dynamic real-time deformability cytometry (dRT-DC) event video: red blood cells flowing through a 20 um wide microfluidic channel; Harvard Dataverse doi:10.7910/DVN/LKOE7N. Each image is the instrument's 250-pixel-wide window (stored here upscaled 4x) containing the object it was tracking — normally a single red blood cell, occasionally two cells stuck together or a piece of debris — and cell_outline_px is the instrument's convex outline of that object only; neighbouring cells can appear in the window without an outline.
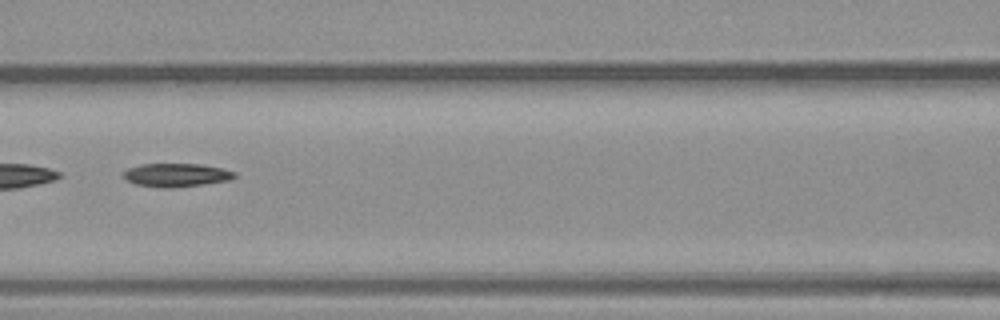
{"species": "common noctule bat (a hibernating species)", "species_latin": "Nyctalus noctula", "temperature_condition": "warm", "stored_images_in_passage": 41, "segment_of_instrument_passage": [2, 2], "camera_frame_rate_fps": 3000, "um_per_image_px": 0.085, "animal": {"sex": "male", "body_mass_g": 23.1, "forearm_length_mm": 52.7}, "frame": {"image": 1, "passage_image": 19, "time_ms": 6.0, "image_size_px": [1000, 320], "cell_outline_px": [[236, 176], [228, 180], [204, 184], [168, 188], [164, 188], [136, 184], [128, 180], [124, 176], [124, 172], [128, 168], [140, 164], [200, 164], [220, 168], [236, 172]], "centroid_in_image_um": [14.99, 14.87], "position_along_channel_um": 151.6, "area_um2": 14.91}}
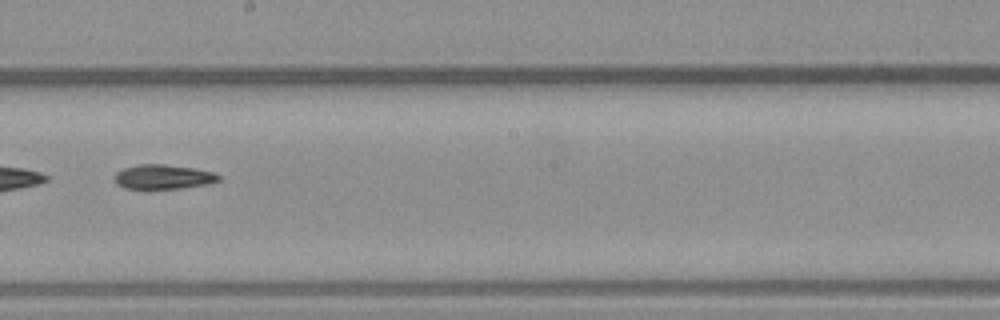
{"frame": {"image": 2, "passage_image": 24, "time_ms": 7.667, "image_size_px": [1000, 320], "cell_outline_px": [[220, 180], [208, 184], [180, 188], [124, 188], [116, 184], [116, 172], [124, 168], [140, 164], [164, 164], [192, 168], [212, 172], [220, 176]], "centroid_in_image_um": [13.87, 15.03], "position_along_channel_um": 234.3, "area_um2": 14.57}}